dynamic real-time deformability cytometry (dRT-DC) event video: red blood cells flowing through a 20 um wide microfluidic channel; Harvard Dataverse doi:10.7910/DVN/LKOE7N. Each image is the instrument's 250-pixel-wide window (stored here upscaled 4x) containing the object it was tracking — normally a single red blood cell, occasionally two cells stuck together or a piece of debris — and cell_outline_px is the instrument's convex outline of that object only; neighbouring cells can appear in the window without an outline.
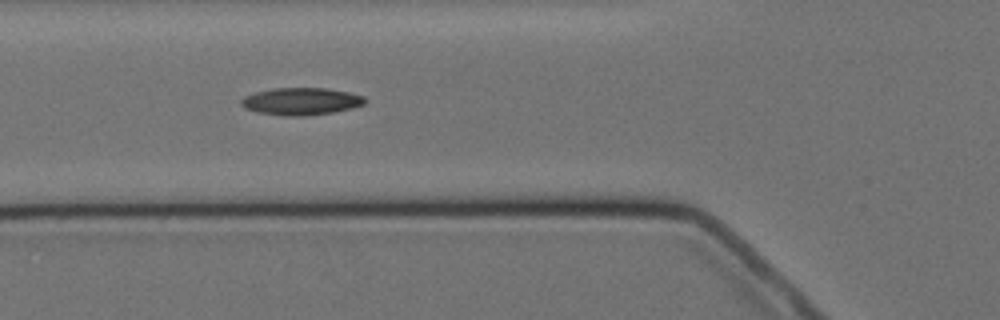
{"species": "Egyptian fruit bat (a non-hibernating species)", "species_latin": "Rousettus aegyptiacus", "temperature_condition": "cold", "stored_images_in_passage": 5, "camera_frame_rate_fps": 3000, "um_per_image_px": 0.085, "animal": {"sex": "female"}, "frame": {"image": 1, "passage_image": 5, "time_ms": 5.667, "image_size_px": [1000, 320], "cell_outline_px": [[368, 100], [364, 104], [352, 108], [332, 112], [304, 116], [288, 116], [256, 112], [244, 108], [240, 104], [240, 100], [244, 96], [256, 92], [272, 88], [328, 88], [348, 92], [364, 96]], "centroid_in_image_um": [25.59, 8.61], "position_along_channel_um": 100.2, "area_um2": 19.77}}